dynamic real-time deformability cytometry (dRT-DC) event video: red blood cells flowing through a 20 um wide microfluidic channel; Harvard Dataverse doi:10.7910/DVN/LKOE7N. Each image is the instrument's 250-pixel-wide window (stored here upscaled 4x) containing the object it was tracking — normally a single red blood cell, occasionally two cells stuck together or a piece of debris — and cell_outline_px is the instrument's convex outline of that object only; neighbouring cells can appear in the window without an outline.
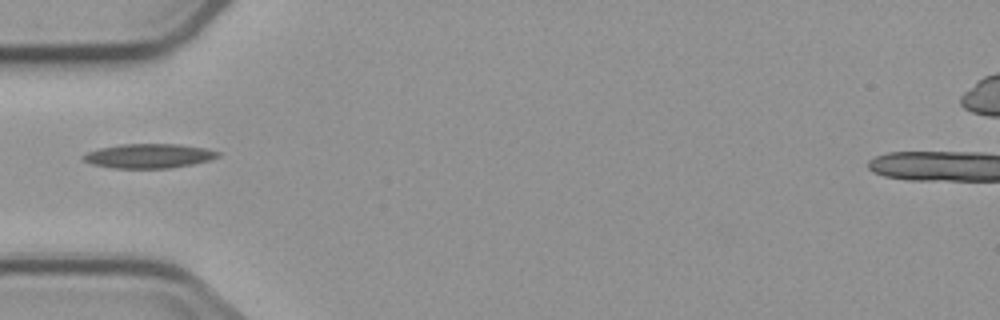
{"species": "common noctule bat (a hibernating species)", "species_latin": "Nyctalus noctula", "temperature_condition": "cold", "stored_images_in_passage": 1, "camera_frame_rate_fps": 3000, "um_per_image_px": 0.085, "animal": {"sex": "male", "body_mass_g": 23.1, "forearm_length_mm": 52.7}, "frame": {"image": 1, "passage_image": 1, "time_ms": 0.0, "image_size_px": [1000, 320], "cell_outline_px": [[220, 156], [208, 160], [192, 164], [168, 168], [116, 168], [92, 164], [84, 160], [80, 156], [88, 152], [100, 148], [120, 144], [180, 144], [204, 148], [220, 152]], "centroid_in_image_um": [12.64, 13.25], "position_along_channel_um": 72.4, "area_um2": 18.96}}